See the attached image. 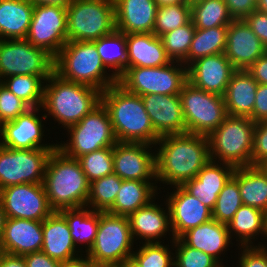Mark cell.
<instances>
[{"instance_id": "cell-17", "label": "cell", "mask_w": 267, "mask_h": 267, "mask_svg": "<svg viewBox=\"0 0 267 267\" xmlns=\"http://www.w3.org/2000/svg\"><path fill=\"white\" fill-rule=\"evenodd\" d=\"M187 67L189 83L219 96L224 95L231 76L236 71L225 53L199 58Z\"/></svg>"}, {"instance_id": "cell-47", "label": "cell", "mask_w": 267, "mask_h": 267, "mask_svg": "<svg viewBox=\"0 0 267 267\" xmlns=\"http://www.w3.org/2000/svg\"><path fill=\"white\" fill-rule=\"evenodd\" d=\"M267 163V120L257 122L254 127L251 166H264Z\"/></svg>"}, {"instance_id": "cell-38", "label": "cell", "mask_w": 267, "mask_h": 267, "mask_svg": "<svg viewBox=\"0 0 267 267\" xmlns=\"http://www.w3.org/2000/svg\"><path fill=\"white\" fill-rule=\"evenodd\" d=\"M122 181L114 172L92 181L86 206L90 204L94 211L107 212L116 200Z\"/></svg>"}, {"instance_id": "cell-53", "label": "cell", "mask_w": 267, "mask_h": 267, "mask_svg": "<svg viewBox=\"0 0 267 267\" xmlns=\"http://www.w3.org/2000/svg\"><path fill=\"white\" fill-rule=\"evenodd\" d=\"M247 71L258 84L267 85V52L259 57Z\"/></svg>"}, {"instance_id": "cell-42", "label": "cell", "mask_w": 267, "mask_h": 267, "mask_svg": "<svg viewBox=\"0 0 267 267\" xmlns=\"http://www.w3.org/2000/svg\"><path fill=\"white\" fill-rule=\"evenodd\" d=\"M242 205L238 182L231 177L218 195L212 218L227 224Z\"/></svg>"}, {"instance_id": "cell-46", "label": "cell", "mask_w": 267, "mask_h": 267, "mask_svg": "<svg viewBox=\"0 0 267 267\" xmlns=\"http://www.w3.org/2000/svg\"><path fill=\"white\" fill-rule=\"evenodd\" d=\"M31 107L21 98L16 97L0 82V122L1 124L15 120Z\"/></svg>"}, {"instance_id": "cell-9", "label": "cell", "mask_w": 267, "mask_h": 267, "mask_svg": "<svg viewBox=\"0 0 267 267\" xmlns=\"http://www.w3.org/2000/svg\"><path fill=\"white\" fill-rule=\"evenodd\" d=\"M69 143L57 144L65 155L79 157L117 143L107 109L102 103L85 115L77 124L68 127Z\"/></svg>"}, {"instance_id": "cell-4", "label": "cell", "mask_w": 267, "mask_h": 267, "mask_svg": "<svg viewBox=\"0 0 267 267\" xmlns=\"http://www.w3.org/2000/svg\"><path fill=\"white\" fill-rule=\"evenodd\" d=\"M41 108L65 128L77 124L101 103V91L88 85L70 82L53 72L46 80Z\"/></svg>"}, {"instance_id": "cell-22", "label": "cell", "mask_w": 267, "mask_h": 267, "mask_svg": "<svg viewBox=\"0 0 267 267\" xmlns=\"http://www.w3.org/2000/svg\"><path fill=\"white\" fill-rule=\"evenodd\" d=\"M43 221L7 218L0 240L1 252L24 256L41 251Z\"/></svg>"}, {"instance_id": "cell-57", "label": "cell", "mask_w": 267, "mask_h": 267, "mask_svg": "<svg viewBox=\"0 0 267 267\" xmlns=\"http://www.w3.org/2000/svg\"><path fill=\"white\" fill-rule=\"evenodd\" d=\"M6 219H7L6 213L4 211L3 204L0 199V240L2 239L3 236Z\"/></svg>"}, {"instance_id": "cell-27", "label": "cell", "mask_w": 267, "mask_h": 267, "mask_svg": "<svg viewBox=\"0 0 267 267\" xmlns=\"http://www.w3.org/2000/svg\"><path fill=\"white\" fill-rule=\"evenodd\" d=\"M258 83L247 70H236L223 95L228 116L249 117L253 120V107Z\"/></svg>"}, {"instance_id": "cell-44", "label": "cell", "mask_w": 267, "mask_h": 267, "mask_svg": "<svg viewBox=\"0 0 267 267\" xmlns=\"http://www.w3.org/2000/svg\"><path fill=\"white\" fill-rule=\"evenodd\" d=\"M132 253V258L142 267H172L174 266V257L170 255L169 248L161 244V242H153L143 244Z\"/></svg>"}, {"instance_id": "cell-50", "label": "cell", "mask_w": 267, "mask_h": 267, "mask_svg": "<svg viewBox=\"0 0 267 267\" xmlns=\"http://www.w3.org/2000/svg\"><path fill=\"white\" fill-rule=\"evenodd\" d=\"M244 20L267 48V13L255 10Z\"/></svg>"}, {"instance_id": "cell-25", "label": "cell", "mask_w": 267, "mask_h": 267, "mask_svg": "<svg viewBox=\"0 0 267 267\" xmlns=\"http://www.w3.org/2000/svg\"><path fill=\"white\" fill-rule=\"evenodd\" d=\"M43 245L41 251L60 262L78 257L66 219L54 211L43 220Z\"/></svg>"}, {"instance_id": "cell-60", "label": "cell", "mask_w": 267, "mask_h": 267, "mask_svg": "<svg viewBox=\"0 0 267 267\" xmlns=\"http://www.w3.org/2000/svg\"><path fill=\"white\" fill-rule=\"evenodd\" d=\"M257 10L267 13V0H257Z\"/></svg>"}, {"instance_id": "cell-24", "label": "cell", "mask_w": 267, "mask_h": 267, "mask_svg": "<svg viewBox=\"0 0 267 267\" xmlns=\"http://www.w3.org/2000/svg\"><path fill=\"white\" fill-rule=\"evenodd\" d=\"M116 30L125 34L152 33L158 5L155 0H115Z\"/></svg>"}, {"instance_id": "cell-62", "label": "cell", "mask_w": 267, "mask_h": 267, "mask_svg": "<svg viewBox=\"0 0 267 267\" xmlns=\"http://www.w3.org/2000/svg\"><path fill=\"white\" fill-rule=\"evenodd\" d=\"M104 267H125L123 264L107 265Z\"/></svg>"}, {"instance_id": "cell-28", "label": "cell", "mask_w": 267, "mask_h": 267, "mask_svg": "<svg viewBox=\"0 0 267 267\" xmlns=\"http://www.w3.org/2000/svg\"><path fill=\"white\" fill-rule=\"evenodd\" d=\"M187 246L205 252L220 265L219 254L229 246L230 234L227 224L211 219L197 227L191 228L179 237Z\"/></svg>"}, {"instance_id": "cell-5", "label": "cell", "mask_w": 267, "mask_h": 267, "mask_svg": "<svg viewBox=\"0 0 267 267\" xmlns=\"http://www.w3.org/2000/svg\"><path fill=\"white\" fill-rule=\"evenodd\" d=\"M105 69L92 41H67L54 58V72L62 79L101 92L118 82L113 74L107 76Z\"/></svg>"}, {"instance_id": "cell-43", "label": "cell", "mask_w": 267, "mask_h": 267, "mask_svg": "<svg viewBox=\"0 0 267 267\" xmlns=\"http://www.w3.org/2000/svg\"><path fill=\"white\" fill-rule=\"evenodd\" d=\"M82 170L91 183L113 173V147H105L78 158Z\"/></svg>"}, {"instance_id": "cell-21", "label": "cell", "mask_w": 267, "mask_h": 267, "mask_svg": "<svg viewBox=\"0 0 267 267\" xmlns=\"http://www.w3.org/2000/svg\"><path fill=\"white\" fill-rule=\"evenodd\" d=\"M39 109L40 107H31L15 120L3 123L0 129V145L11 149H55L57 144H41L42 120L35 114Z\"/></svg>"}, {"instance_id": "cell-52", "label": "cell", "mask_w": 267, "mask_h": 267, "mask_svg": "<svg viewBox=\"0 0 267 267\" xmlns=\"http://www.w3.org/2000/svg\"><path fill=\"white\" fill-rule=\"evenodd\" d=\"M23 257L27 267H62V262L50 258L43 251L33 252Z\"/></svg>"}, {"instance_id": "cell-49", "label": "cell", "mask_w": 267, "mask_h": 267, "mask_svg": "<svg viewBox=\"0 0 267 267\" xmlns=\"http://www.w3.org/2000/svg\"><path fill=\"white\" fill-rule=\"evenodd\" d=\"M234 20L245 19L257 10V0H224Z\"/></svg>"}, {"instance_id": "cell-29", "label": "cell", "mask_w": 267, "mask_h": 267, "mask_svg": "<svg viewBox=\"0 0 267 267\" xmlns=\"http://www.w3.org/2000/svg\"><path fill=\"white\" fill-rule=\"evenodd\" d=\"M165 213L163 209L154 204L152 201L139 208L132 213L128 218L130 222L131 235L134 237L143 238L147 243L159 242L170 226V211ZM155 239H157L155 241Z\"/></svg>"}, {"instance_id": "cell-61", "label": "cell", "mask_w": 267, "mask_h": 267, "mask_svg": "<svg viewBox=\"0 0 267 267\" xmlns=\"http://www.w3.org/2000/svg\"><path fill=\"white\" fill-rule=\"evenodd\" d=\"M185 1L189 6H192L196 3H199V2L204 1V0H185Z\"/></svg>"}, {"instance_id": "cell-34", "label": "cell", "mask_w": 267, "mask_h": 267, "mask_svg": "<svg viewBox=\"0 0 267 267\" xmlns=\"http://www.w3.org/2000/svg\"><path fill=\"white\" fill-rule=\"evenodd\" d=\"M67 221L75 246L86 243L87 251L94 243L99 225V212L85 207L62 209L58 211Z\"/></svg>"}, {"instance_id": "cell-1", "label": "cell", "mask_w": 267, "mask_h": 267, "mask_svg": "<svg viewBox=\"0 0 267 267\" xmlns=\"http://www.w3.org/2000/svg\"><path fill=\"white\" fill-rule=\"evenodd\" d=\"M156 153V179L171 186H182L197 176L211 160L208 137L182 133L162 136Z\"/></svg>"}, {"instance_id": "cell-63", "label": "cell", "mask_w": 267, "mask_h": 267, "mask_svg": "<svg viewBox=\"0 0 267 267\" xmlns=\"http://www.w3.org/2000/svg\"><path fill=\"white\" fill-rule=\"evenodd\" d=\"M263 167L267 171V163Z\"/></svg>"}, {"instance_id": "cell-45", "label": "cell", "mask_w": 267, "mask_h": 267, "mask_svg": "<svg viewBox=\"0 0 267 267\" xmlns=\"http://www.w3.org/2000/svg\"><path fill=\"white\" fill-rule=\"evenodd\" d=\"M172 242L177 247L174 267H223L205 252L187 246L180 238Z\"/></svg>"}, {"instance_id": "cell-13", "label": "cell", "mask_w": 267, "mask_h": 267, "mask_svg": "<svg viewBox=\"0 0 267 267\" xmlns=\"http://www.w3.org/2000/svg\"><path fill=\"white\" fill-rule=\"evenodd\" d=\"M54 149H11L0 145V190L19 184L43 183Z\"/></svg>"}, {"instance_id": "cell-20", "label": "cell", "mask_w": 267, "mask_h": 267, "mask_svg": "<svg viewBox=\"0 0 267 267\" xmlns=\"http://www.w3.org/2000/svg\"><path fill=\"white\" fill-rule=\"evenodd\" d=\"M141 98L159 137L186 133L180 95L147 94Z\"/></svg>"}, {"instance_id": "cell-6", "label": "cell", "mask_w": 267, "mask_h": 267, "mask_svg": "<svg viewBox=\"0 0 267 267\" xmlns=\"http://www.w3.org/2000/svg\"><path fill=\"white\" fill-rule=\"evenodd\" d=\"M255 124L249 117L227 116L207 136L211 160L218 157L220 162L235 168L251 166Z\"/></svg>"}, {"instance_id": "cell-40", "label": "cell", "mask_w": 267, "mask_h": 267, "mask_svg": "<svg viewBox=\"0 0 267 267\" xmlns=\"http://www.w3.org/2000/svg\"><path fill=\"white\" fill-rule=\"evenodd\" d=\"M195 26L190 20L187 24L178 27L160 36L167 56L171 61H178L187 65V55L195 34Z\"/></svg>"}, {"instance_id": "cell-15", "label": "cell", "mask_w": 267, "mask_h": 267, "mask_svg": "<svg viewBox=\"0 0 267 267\" xmlns=\"http://www.w3.org/2000/svg\"><path fill=\"white\" fill-rule=\"evenodd\" d=\"M0 199L7 218L43 221L54 210L41 184H19L0 190Z\"/></svg>"}, {"instance_id": "cell-14", "label": "cell", "mask_w": 267, "mask_h": 267, "mask_svg": "<svg viewBox=\"0 0 267 267\" xmlns=\"http://www.w3.org/2000/svg\"><path fill=\"white\" fill-rule=\"evenodd\" d=\"M26 40L55 58L67 43V7L34 5Z\"/></svg>"}, {"instance_id": "cell-59", "label": "cell", "mask_w": 267, "mask_h": 267, "mask_svg": "<svg viewBox=\"0 0 267 267\" xmlns=\"http://www.w3.org/2000/svg\"><path fill=\"white\" fill-rule=\"evenodd\" d=\"M125 267H142L139 265L138 262H136L132 257H129L127 260H125L122 263Z\"/></svg>"}, {"instance_id": "cell-36", "label": "cell", "mask_w": 267, "mask_h": 267, "mask_svg": "<svg viewBox=\"0 0 267 267\" xmlns=\"http://www.w3.org/2000/svg\"><path fill=\"white\" fill-rule=\"evenodd\" d=\"M226 45L227 26L195 29L187 55V65L202 57L225 53Z\"/></svg>"}, {"instance_id": "cell-2", "label": "cell", "mask_w": 267, "mask_h": 267, "mask_svg": "<svg viewBox=\"0 0 267 267\" xmlns=\"http://www.w3.org/2000/svg\"><path fill=\"white\" fill-rule=\"evenodd\" d=\"M117 142L156 145L155 133L141 96L127 91L118 82L101 93Z\"/></svg>"}, {"instance_id": "cell-48", "label": "cell", "mask_w": 267, "mask_h": 267, "mask_svg": "<svg viewBox=\"0 0 267 267\" xmlns=\"http://www.w3.org/2000/svg\"><path fill=\"white\" fill-rule=\"evenodd\" d=\"M243 252L239 259L240 267H267L266 246H242Z\"/></svg>"}, {"instance_id": "cell-26", "label": "cell", "mask_w": 267, "mask_h": 267, "mask_svg": "<svg viewBox=\"0 0 267 267\" xmlns=\"http://www.w3.org/2000/svg\"><path fill=\"white\" fill-rule=\"evenodd\" d=\"M127 68L158 67L168 65L171 59L167 56L160 37L153 33L126 34Z\"/></svg>"}, {"instance_id": "cell-41", "label": "cell", "mask_w": 267, "mask_h": 267, "mask_svg": "<svg viewBox=\"0 0 267 267\" xmlns=\"http://www.w3.org/2000/svg\"><path fill=\"white\" fill-rule=\"evenodd\" d=\"M191 20V6L187 3L158 6L153 34L160 37Z\"/></svg>"}, {"instance_id": "cell-58", "label": "cell", "mask_w": 267, "mask_h": 267, "mask_svg": "<svg viewBox=\"0 0 267 267\" xmlns=\"http://www.w3.org/2000/svg\"><path fill=\"white\" fill-rule=\"evenodd\" d=\"M158 6H166L171 4L186 3L185 0H155Z\"/></svg>"}, {"instance_id": "cell-7", "label": "cell", "mask_w": 267, "mask_h": 267, "mask_svg": "<svg viewBox=\"0 0 267 267\" xmlns=\"http://www.w3.org/2000/svg\"><path fill=\"white\" fill-rule=\"evenodd\" d=\"M116 30L114 2L72 0L67 6L68 41H95Z\"/></svg>"}, {"instance_id": "cell-55", "label": "cell", "mask_w": 267, "mask_h": 267, "mask_svg": "<svg viewBox=\"0 0 267 267\" xmlns=\"http://www.w3.org/2000/svg\"><path fill=\"white\" fill-rule=\"evenodd\" d=\"M62 267H98L88 256L86 258L76 257L62 263Z\"/></svg>"}, {"instance_id": "cell-33", "label": "cell", "mask_w": 267, "mask_h": 267, "mask_svg": "<svg viewBox=\"0 0 267 267\" xmlns=\"http://www.w3.org/2000/svg\"><path fill=\"white\" fill-rule=\"evenodd\" d=\"M227 228L230 237L232 231L241 237V246H251L252 237L254 239L259 233L267 235V213L243 204L227 223Z\"/></svg>"}, {"instance_id": "cell-23", "label": "cell", "mask_w": 267, "mask_h": 267, "mask_svg": "<svg viewBox=\"0 0 267 267\" xmlns=\"http://www.w3.org/2000/svg\"><path fill=\"white\" fill-rule=\"evenodd\" d=\"M210 160L197 174L196 177L186 181L182 187L192 196L214 209L220 191L232 177L235 167L227 163L215 164ZM224 166V167H223Z\"/></svg>"}, {"instance_id": "cell-31", "label": "cell", "mask_w": 267, "mask_h": 267, "mask_svg": "<svg viewBox=\"0 0 267 267\" xmlns=\"http://www.w3.org/2000/svg\"><path fill=\"white\" fill-rule=\"evenodd\" d=\"M232 177L238 182L242 203L267 213V171L264 167H236Z\"/></svg>"}, {"instance_id": "cell-51", "label": "cell", "mask_w": 267, "mask_h": 267, "mask_svg": "<svg viewBox=\"0 0 267 267\" xmlns=\"http://www.w3.org/2000/svg\"><path fill=\"white\" fill-rule=\"evenodd\" d=\"M265 120H267V85L258 84L253 107V121L257 123Z\"/></svg>"}, {"instance_id": "cell-54", "label": "cell", "mask_w": 267, "mask_h": 267, "mask_svg": "<svg viewBox=\"0 0 267 267\" xmlns=\"http://www.w3.org/2000/svg\"><path fill=\"white\" fill-rule=\"evenodd\" d=\"M0 267H27L23 256L0 253Z\"/></svg>"}, {"instance_id": "cell-8", "label": "cell", "mask_w": 267, "mask_h": 267, "mask_svg": "<svg viewBox=\"0 0 267 267\" xmlns=\"http://www.w3.org/2000/svg\"><path fill=\"white\" fill-rule=\"evenodd\" d=\"M133 241L127 216L99 212L97 234L86 255L98 267L122 264L132 257Z\"/></svg>"}, {"instance_id": "cell-39", "label": "cell", "mask_w": 267, "mask_h": 267, "mask_svg": "<svg viewBox=\"0 0 267 267\" xmlns=\"http://www.w3.org/2000/svg\"><path fill=\"white\" fill-rule=\"evenodd\" d=\"M2 80L1 83L16 97L21 98L30 107H42L44 99V85L40 76L13 75ZM43 86V87H42Z\"/></svg>"}, {"instance_id": "cell-12", "label": "cell", "mask_w": 267, "mask_h": 267, "mask_svg": "<svg viewBox=\"0 0 267 267\" xmlns=\"http://www.w3.org/2000/svg\"><path fill=\"white\" fill-rule=\"evenodd\" d=\"M53 72L54 58L44 49L26 39L0 40V82L13 75L40 76L46 81Z\"/></svg>"}, {"instance_id": "cell-10", "label": "cell", "mask_w": 267, "mask_h": 267, "mask_svg": "<svg viewBox=\"0 0 267 267\" xmlns=\"http://www.w3.org/2000/svg\"><path fill=\"white\" fill-rule=\"evenodd\" d=\"M179 95L186 133L208 136L228 116L223 96L199 89L188 81Z\"/></svg>"}, {"instance_id": "cell-3", "label": "cell", "mask_w": 267, "mask_h": 267, "mask_svg": "<svg viewBox=\"0 0 267 267\" xmlns=\"http://www.w3.org/2000/svg\"><path fill=\"white\" fill-rule=\"evenodd\" d=\"M43 186L54 211L86 206L90 182L78 159L65 155L57 147L49 156Z\"/></svg>"}, {"instance_id": "cell-16", "label": "cell", "mask_w": 267, "mask_h": 267, "mask_svg": "<svg viewBox=\"0 0 267 267\" xmlns=\"http://www.w3.org/2000/svg\"><path fill=\"white\" fill-rule=\"evenodd\" d=\"M149 146L145 143L117 142L113 146V172L122 180L156 179V155L149 152Z\"/></svg>"}, {"instance_id": "cell-19", "label": "cell", "mask_w": 267, "mask_h": 267, "mask_svg": "<svg viewBox=\"0 0 267 267\" xmlns=\"http://www.w3.org/2000/svg\"><path fill=\"white\" fill-rule=\"evenodd\" d=\"M267 48L244 19L233 20L227 26L225 56L236 70H247Z\"/></svg>"}, {"instance_id": "cell-30", "label": "cell", "mask_w": 267, "mask_h": 267, "mask_svg": "<svg viewBox=\"0 0 267 267\" xmlns=\"http://www.w3.org/2000/svg\"><path fill=\"white\" fill-rule=\"evenodd\" d=\"M33 11L30 0H0V40L26 39Z\"/></svg>"}, {"instance_id": "cell-11", "label": "cell", "mask_w": 267, "mask_h": 267, "mask_svg": "<svg viewBox=\"0 0 267 267\" xmlns=\"http://www.w3.org/2000/svg\"><path fill=\"white\" fill-rule=\"evenodd\" d=\"M170 62L158 67H128L118 79L127 91L139 96L147 94L179 95L187 79V66ZM173 65V66H172Z\"/></svg>"}, {"instance_id": "cell-56", "label": "cell", "mask_w": 267, "mask_h": 267, "mask_svg": "<svg viewBox=\"0 0 267 267\" xmlns=\"http://www.w3.org/2000/svg\"><path fill=\"white\" fill-rule=\"evenodd\" d=\"M33 5H57L67 7L72 0H30Z\"/></svg>"}, {"instance_id": "cell-18", "label": "cell", "mask_w": 267, "mask_h": 267, "mask_svg": "<svg viewBox=\"0 0 267 267\" xmlns=\"http://www.w3.org/2000/svg\"><path fill=\"white\" fill-rule=\"evenodd\" d=\"M176 191L167 199L170 211L172 238H179L187 230L197 227L212 219V210L199 198L192 196L182 186H175Z\"/></svg>"}, {"instance_id": "cell-32", "label": "cell", "mask_w": 267, "mask_h": 267, "mask_svg": "<svg viewBox=\"0 0 267 267\" xmlns=\"http://www.w3.org/2000/svg\"><path fill=\"white\" fill-rule=\"evenodd\" d=\"M152 184L149 181L123 180L116 200L107 213L129 217L154 199L157 186Z\"/></svg>"}, {"instance_id": "cell-37", "label": "cell", "mask_w": 267, "mask_h": 267, "mask_svg": "<svg viewBox=\"0 0 267 267\" xmlns=\"http://www.w3.org/2000/svg\"><path fill=\"white\" fill-rule=\"evenodd\" d=\"M191 20L196 29L228 26L234 19L224 0H204L191 6Z\"/></svg>"}, {"instance_id": "cell-35", "label": "cell", "mask_w": 267, "mask_h": 267, "mask_svg": "<svg viewBox=\"0 0 267 267\" xmlns=\"http://www.w3.org/2000/svg\"><path fill=\"white\" fill-rule=\"evenodd\" d=\"M100 59L106 68H113V75L118 80L127 69L126 34L115 30L113 33L93 41Z\"/></svg>"}]
</instances>
